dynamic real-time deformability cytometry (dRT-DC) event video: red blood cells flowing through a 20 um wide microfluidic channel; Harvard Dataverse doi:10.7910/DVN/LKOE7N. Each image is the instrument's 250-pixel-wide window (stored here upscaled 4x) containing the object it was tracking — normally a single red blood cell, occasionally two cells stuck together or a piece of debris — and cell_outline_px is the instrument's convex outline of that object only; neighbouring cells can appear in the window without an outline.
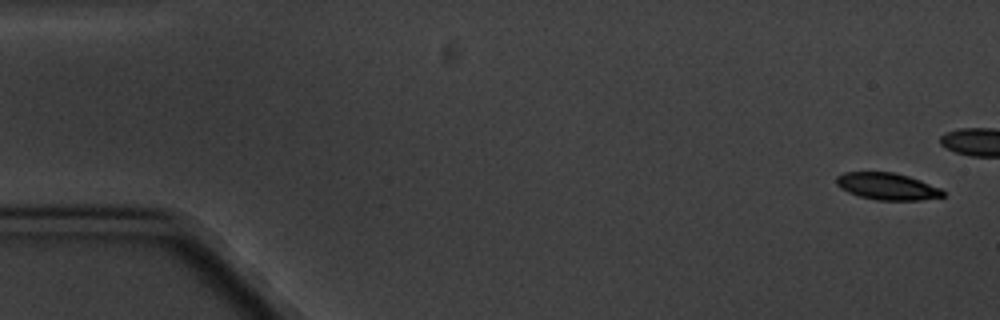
{"species": "common noctule bat (a hibernating species)", "species_latin": "Nyctalus noctula", "temperature_condition": "cold", "stored_images_in_passage": 6, "camera_frame_rate_fps": 3000, "um_per_image_px": 0.085, "animal": {"sex": "male", "body_mass_g": 20.1, "forearm_length_mm": 53.5}, "frame": {"image": 1, "passage_image": 1, "time_ms": 0.0, "image_size_px": [1000, 320], "cell_outline_px": [[944, 196], [920, 200], [876, 200], [860, 196], [848, 192], [840, 188], [836, 184], [836, 176], [844, 172], [896, 172], [920, 180], [940, 188], [944, 192]], "centroid_in_image_um": [75.39, 15.83], "position_along_channel_um": 9.6, "area_um2": 16.7}}